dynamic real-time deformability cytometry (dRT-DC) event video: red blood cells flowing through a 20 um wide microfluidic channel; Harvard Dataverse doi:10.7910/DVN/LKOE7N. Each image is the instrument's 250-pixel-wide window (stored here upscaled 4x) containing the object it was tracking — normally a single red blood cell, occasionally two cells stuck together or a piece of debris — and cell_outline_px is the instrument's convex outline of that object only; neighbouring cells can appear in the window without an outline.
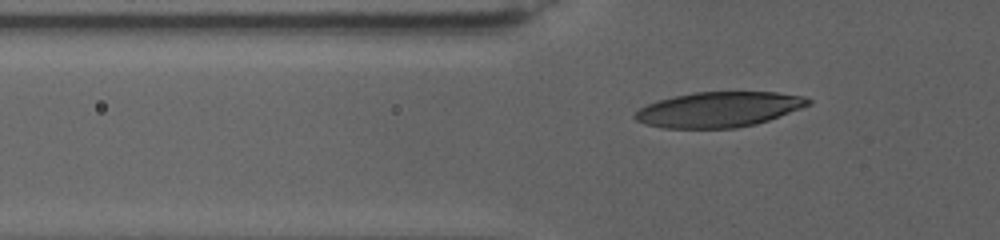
{"species": "human", "species_latin": "Homo sapiens", "temperature_condition": "warm", "stored_images_in_passage": 43, "camera_frame_rate_fps": 3000, "um_per_image_px": 0.085, "donor": {"sex": "female"}, "frame": {"image": 1, "passage_image": 7, "time_ms": 2.667, "image_size_px": [1000, 240], "cell_outline_px": [[812, 104], [768, 120], [756, 124], [736, 128], [664, 128], [644, 124], [636, 120], [632, 116], [640, 108], [656, 100], [692, 92], [776, 92], [804, 96], [812, 100]], "centroid_in_image_um": [61.09, 9.3], "position_along_channel_um": 64.7, "area_um2": 35.66}}
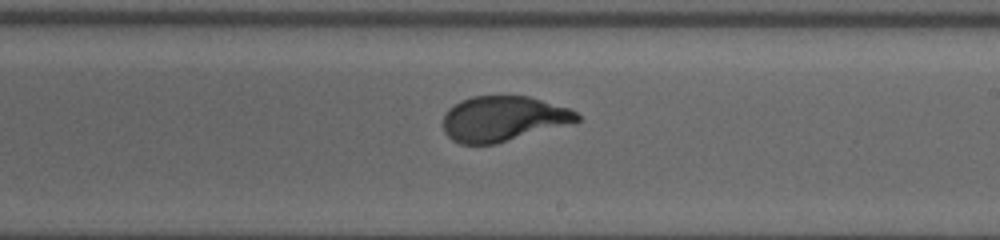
{"frame": {"image": 2, "passage_image": 21, "time_ms": 9.667, "image_size_px": [1000, 240], "cell_outline_px": [[580, 120], [496, 144], [460, 144], [452, 140], [444, 132], [444, 116], [448, 108], [460, 100], [472, 96], [528, 96], [568, 108], [576, 112], [580, 116]], "centroid_in_image_um": [42.71, 10.09], "position_along_channel_um": 246.3, "area_um2": 34.91}}
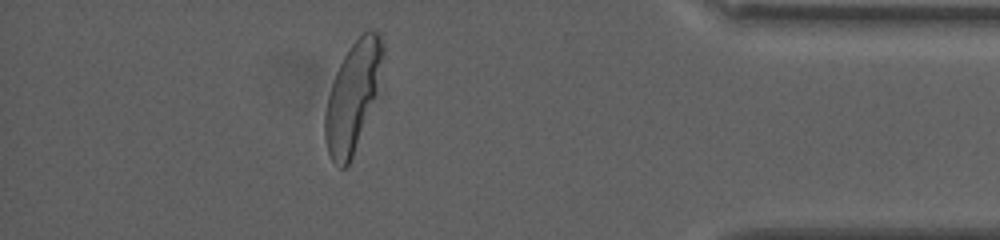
{"frame": {"image": 3, "passage_image": 37, "time_ms": 16.667, "image_size_px": [1000, 240], "cell_outline_px": [[384, 56], [376, 96], [352, 156], [348, 164], [344, 168], [340, 168], [332, 160], [328, 152], [324, 140], [324, 112], [328, 96], [336, 72], [348, 48], [368, 28], [376, 32], [380, 36], [384, 44]], "centroid_in_image_um": [29.97, 8.18], "position_along_channel_um": 405.2, "area_um2": 36.3}, "authors_computed_cell_mechanics": {"area_um2": 35.9516, "velocity_mm_per_s": 2.7076, "shape_relaxation_time_tau1_ms": 6.1962, "shape_relaxation_time_tau2_ms": null, "deformation_change_tau1": 0.2366, "deformation_change_tau2": null}}